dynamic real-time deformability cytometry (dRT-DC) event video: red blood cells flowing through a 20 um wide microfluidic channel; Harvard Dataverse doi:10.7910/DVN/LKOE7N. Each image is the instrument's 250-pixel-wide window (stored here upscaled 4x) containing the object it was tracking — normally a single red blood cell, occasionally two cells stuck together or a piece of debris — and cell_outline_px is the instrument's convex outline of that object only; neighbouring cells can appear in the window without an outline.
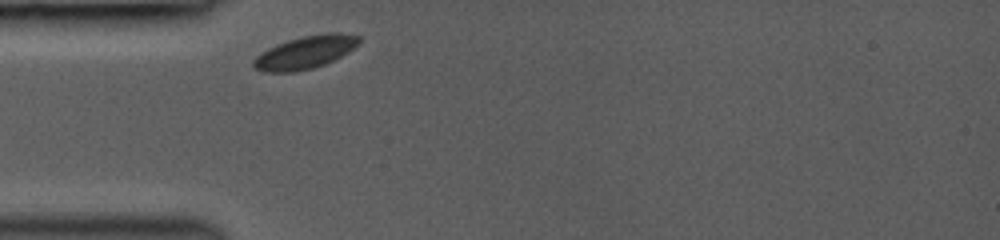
{"species": "common noctule bat (a hibernating species)", "species_latin": "Nyctalus noctula", "temperature_condition": "room temperature", "stored_images_in_passage": 1, "camera_frame_rate_fps": 3000, "um_per_image_px": 0.085, "animal": {"sex": "female", "body_mass_g": 19.0, "forearm_length_mm": 53.3}, "frame": {"image": 1, "passage_image": 1, "time_ms": 0.0, "image_size_px": [1000, 240], "cell_outline_px": [[360, 44], [348, 52], [324, 64], [312, 68], [296, 72], [264, 72], [252, 68], [252, 60], [260, 52], [276, 44], [300, 36], [328, 32], [340, 32], [360, 36]], "centroid_in_image_um": [25.92, 4.44], "position_along_channel_um": 59.1, "area_um2": 20.46}}